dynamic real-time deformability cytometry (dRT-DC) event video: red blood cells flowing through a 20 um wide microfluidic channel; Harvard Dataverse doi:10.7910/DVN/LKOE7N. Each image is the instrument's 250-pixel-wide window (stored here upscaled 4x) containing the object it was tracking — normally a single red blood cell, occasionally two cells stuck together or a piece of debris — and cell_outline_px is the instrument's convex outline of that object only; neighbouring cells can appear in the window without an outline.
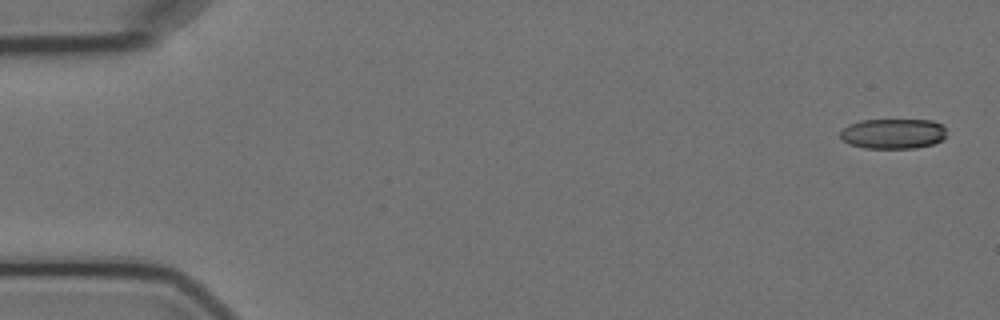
{"species": "Egyptian fruit bat (a non-hibernating species)", "species_latin": "Rousettus aegyptiacus", "temperature_condition": "cold", "stored_images_in_passage": 4, "camera_frame_rate_fps": 3000, "um_per_image_px": 0.085, "animal": {"sex": "female"}, "frame": {"image": 1, "passage_image": 1, "time_ms": 0.0, "image_size_px": [1000, 320], "cell_outline_px": [[948, 136], [944, 140], [932, 144], [916, 148], [864, 148], [848, 144], [840, 136], [840, 132], [848, 124], [860, 120], [932, 120], [944, 124]], "centroid_in_image_um": [75.97, 11.36], "position_along_channel_um": 9.0, "area_um2": 19.02}}